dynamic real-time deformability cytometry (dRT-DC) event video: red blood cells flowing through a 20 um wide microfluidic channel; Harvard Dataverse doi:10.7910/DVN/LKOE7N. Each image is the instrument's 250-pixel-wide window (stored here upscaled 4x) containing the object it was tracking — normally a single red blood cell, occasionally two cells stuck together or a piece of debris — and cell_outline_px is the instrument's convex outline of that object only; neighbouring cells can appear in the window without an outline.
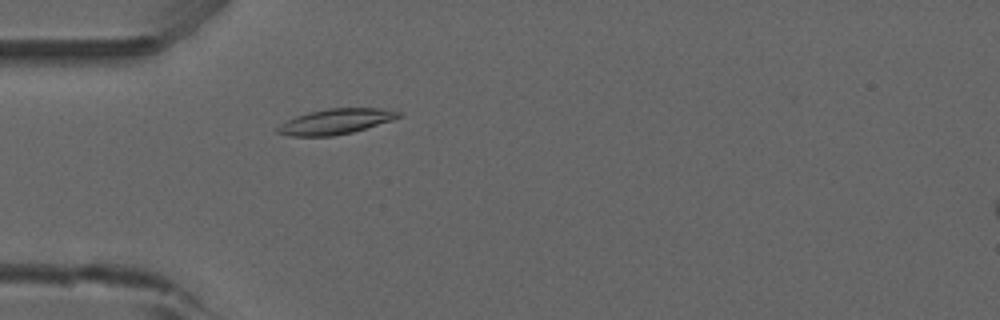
{"species": "common noctule bat (a hibernating species)", "species_latin": "Nyctalus noctula", "temperature_condition": "room temperature", "stored_images_in_passage": 51, "camera_frame_rate_fps": 3000, "um_per_image_px": 0.085, "animal": {"sex": "male", "forearm_length_mm": 52.5}, "frame": {"image": 1, "passage_image": 14, "time_ms": 4.333, "image_size_px": [1000, 320], "cell_outline_px": [[404, 116], [392, 120], [352, 132], [332, 136], [288, 136], [276, 132], [276, 128], [280, 124], [296, 116], [308, 112], [328, 108], [380, 108], [404, 112]], "centroid_in_image_um": [28.56, 10.32], "position_along_channel_um": 56.4, "area_um2": 17.92}}
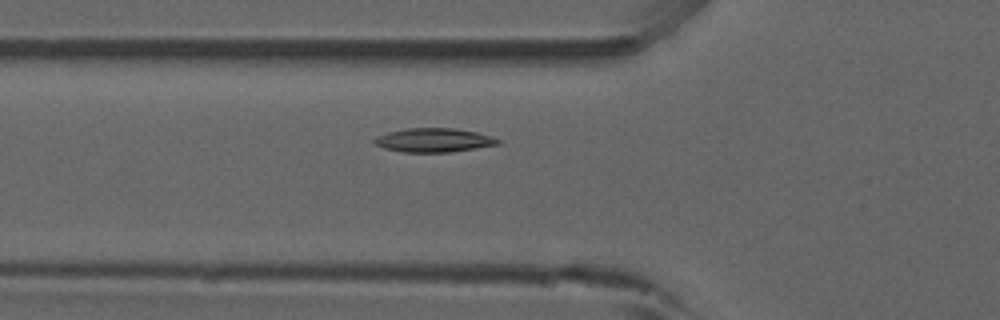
{"frame": {"image": 2, "passage_image": 17, "time_ms": 5.333, "image_size_px": [1000, 320], "cell_outline_px": [[500, 144], [452, 152], [404, 152], [384, 148], [376, 144], [372, 140], [376, 136], [388, 132], [404, 128], [452, 128], [476, 132], [492, 136], [500, 140]], "centroid_in_image_um": [36.86, 11.91], "position_along_channel_um": 88.9, "area_um2": 17.22}}
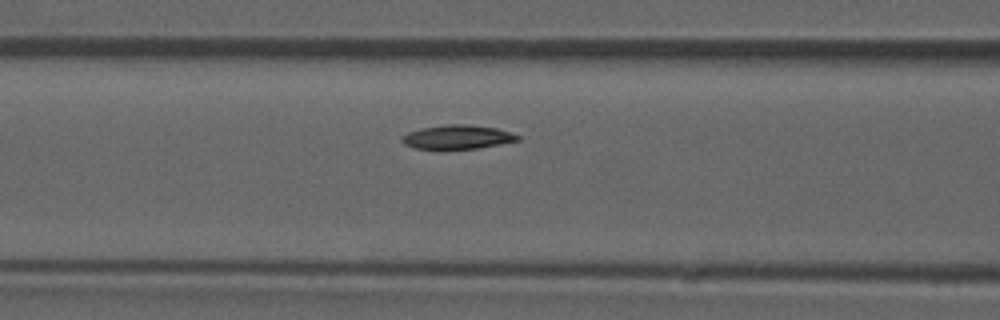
{"frame": {"image": 3, "passage_image": 20, "time_ms": 6.333, "image_size_px": [1000, 320], "cell_outline_px": [[520, 140], [480, 148], [412, 148], [404, 144], [400, 140], [400, 136], [408, 132], [420, 128], [444, 124], [468, 124], [496, 128], [520, 136]], "centroid_in_image_um": [38.84, 11.63], "position_along_channel_um": 127.8, "area_um2": 16.13}, "authors_computed_cell_mechanics": {"area_um2": 16.473, "velocity_mm_per_s": 3.8565, "shape_relaxation_time_tau1_ms": 6.5352, "shape_relaxation_time_tau2_ms": null, "deformation_change_tau1": 0.1286, "deformation_change_tau2": null}}